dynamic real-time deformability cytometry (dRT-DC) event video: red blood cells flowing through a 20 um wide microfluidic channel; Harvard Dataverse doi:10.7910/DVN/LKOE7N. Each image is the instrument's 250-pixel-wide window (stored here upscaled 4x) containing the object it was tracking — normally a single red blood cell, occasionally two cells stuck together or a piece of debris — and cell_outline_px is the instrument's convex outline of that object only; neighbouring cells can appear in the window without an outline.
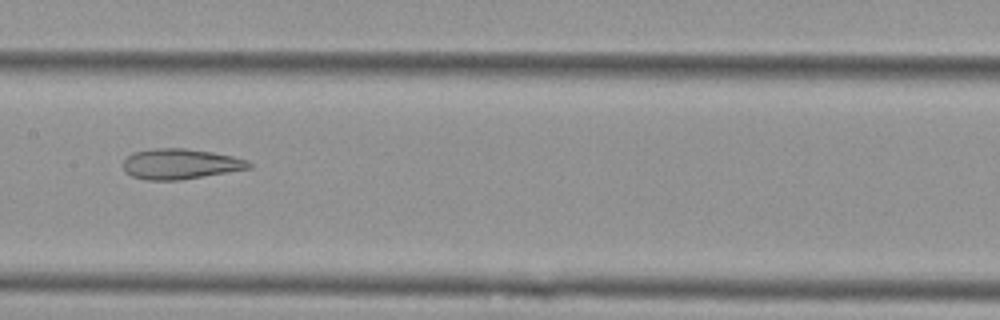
{"species": "Egyptian fruit bat (a non-hibernating species)", "species_latin": "Rousettus aegyptiacus", "temperature_condition": "cold", "stored_images_in_passage": 6, "camera_frame_rate_fps": 3000, "um_per_image_px": 0.085, "animal": {"sex": "female"}, "frame": {"image": 1, "passage_image": 4, "time_ms": 1.0, "image_size_px": [1000, 320], "cell_outline_px": [[252, 168], [180, 180], [144, 180], [132, 176], [124, 172], [124, 160], [132, 152], [152, 148], [184, 148], [212, 152], [232, 156], [248, 160], [252, 164]], "centroid_in_image_um": [15.32, 13.93], "position_along_channel_um": 192.1, "area_um2": 22.37}}
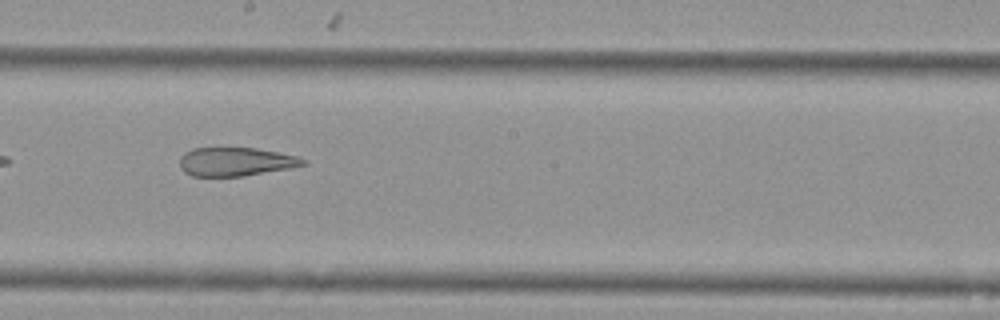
{"frame": {"image": 2, "passage_image": 5, "time_ms": 1.333, "image_size_px": [1000, 320], "cell_outline_px": [[308, 164], [288, 168], [244, 176], [192, 176], [184, 172], [180, 168], [180, 156], [184, 152], [192, 148], [256, 148], [300, 156], [308, 160]], "centroid_in_image_um": [20.05, 13.74], "position_along_channel_um": 228.2, "area_um2": 20.75}}
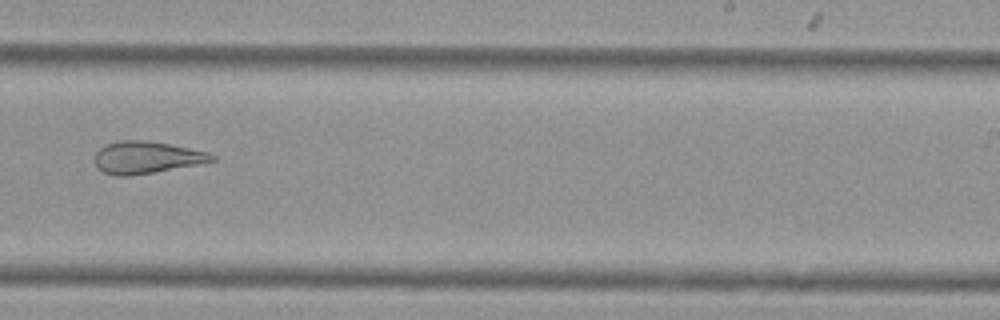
{"frame": {"image": 3, "passage_image": 6, "time_ms": 1.667, "image_size_px": [1000, 320], "cell_outline_px": [[216, 160], [196, 164], [132, 176], [116, 176], [104, 172], [96, 168], [96, 152], [100, 148], [108, 144], [120, 140], [148, 140], [208, 152], [216, 156]], "centroid_in_image_um": [12.43, 13.38], "position_along_channel_um": 276.6, "area_um2": 21.68}}